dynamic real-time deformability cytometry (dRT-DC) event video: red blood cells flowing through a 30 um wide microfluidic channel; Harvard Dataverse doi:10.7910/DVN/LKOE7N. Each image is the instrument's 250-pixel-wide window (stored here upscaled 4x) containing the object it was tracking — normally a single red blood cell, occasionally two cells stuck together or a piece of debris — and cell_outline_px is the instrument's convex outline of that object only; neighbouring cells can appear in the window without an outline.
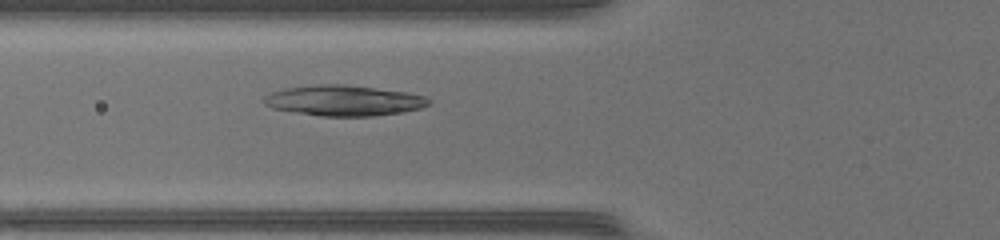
{"species": "common noctule bat (a hibernating species)", "species_latin": "Nyctalus noctula", "temperature_condition": "warm", "stored_images_in_passage": 43, "camera_frame_rate_fps": 3000, "um_per_image_px": 0.085, "animal": {"sex": "female", "body_mass_g": 17.0, "forearm_length_mm": 48.0}, "frame": {"image": 1, "passage_image": 14, "time_ms": 4.333, "image_size_px": [1000, 240], "cell_outline_px": [[432, 104], [420, 108], [404, 112], [372, 116], [320, 116], [272, 108], [264, 104], [260, 100], [264, 96], [272, 92], [284, 88], [316, 84], [344, 84], [404, 92], [424, 96], [432, 100]], "centroid_in_image_um": [29.2, 8.55], "position_along_channel_um": 96.6, "area_um2": 29.42}}
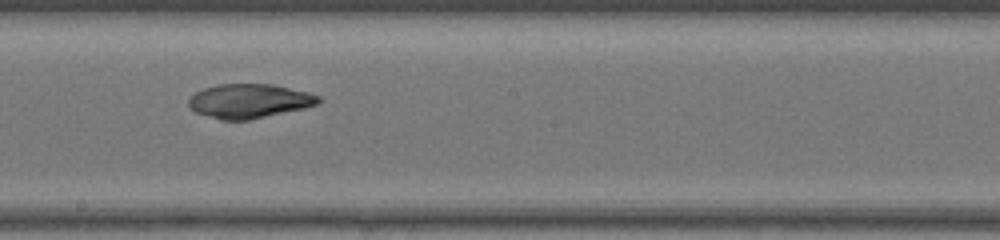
{"frame": {"image": 2, "passage_image": 23, "time_ms": 7.333, "image_size_px": [1000, 240], "cell_outline_px": [[320, 104], [304, 108], [248, 120], [220, 120], [196, 112], [188, 104], [188, 100], [196, 92], [204, 88], [216, 84], [272, 84], [308, 92], [320, 96]], "centroid_in_image_um": [21.2, 8.58], "position_along_channel_um": 227.0, "area_um2": 25.78}}
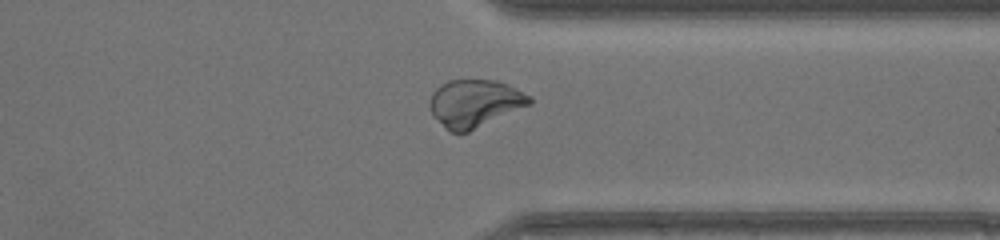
{"frame": {"image": 3, "passage_image": 33, "time_ms": 10.667, "image_size_px": [1000, 240], "cell_outline_px": [[532, 104], [468, 132], [452, 132], [432, 116], [428, 108], [428, 104], [432, 92], [440, 84], [448, 80], [496, 80], [508, 84], [532, 96]], "centroid_in_image_um": [40.35, 8.77], "position_along_channel_um": 371.1, "area_um2": 27.86}, "authors_computed_cell_mechanics": {"area_um2": 27.1082, "velocity_mm_per_s": 4.3408, "shape_relaxation_time_tau1_ms": null, "shape_relaxation_time_tau2_ms": 1.846, "deformation_change_tau1": null, "deformation_change_tau2": 0.0504}}